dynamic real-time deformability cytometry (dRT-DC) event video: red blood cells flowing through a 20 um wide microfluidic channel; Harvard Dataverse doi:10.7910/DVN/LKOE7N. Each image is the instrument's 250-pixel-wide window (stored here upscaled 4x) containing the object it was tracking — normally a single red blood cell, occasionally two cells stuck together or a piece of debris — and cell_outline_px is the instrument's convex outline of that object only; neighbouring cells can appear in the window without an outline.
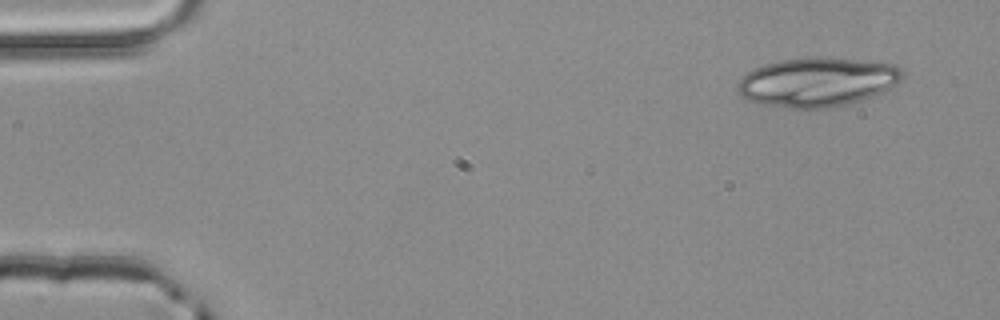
{"species": "common noctule bat (a hibernating species)", "species_latin": "Nyctalus noctula", "temperature_condition": "room temperature", "stored_images_in_passage": 4, "camera_frame_rate_fps": 3000, "um_per_image_px": 0.085, "animal": {"sex": "male", "body_mass_g": 20.4}, "frame": {"image": 1, "passage_image": 1, "time_ms": 0.0, "image_size_px": [1000, 320], "cell_outline_px": [[904, 76], [896, 84], [884, 92], [860, 100], [844, 104], [808, 112], [764, 104], [748, 100], [740, 96], [736, 88], [736, 84], [748, 72], [764, 64], [780, 60], [812, 56], [856, 60], [892, 64], [900, 68], [904, 72]], "centroid_in_image_um": [69.44, 7.0], "position_along_channel_um": 15.6, "area_um2": 47.63}}